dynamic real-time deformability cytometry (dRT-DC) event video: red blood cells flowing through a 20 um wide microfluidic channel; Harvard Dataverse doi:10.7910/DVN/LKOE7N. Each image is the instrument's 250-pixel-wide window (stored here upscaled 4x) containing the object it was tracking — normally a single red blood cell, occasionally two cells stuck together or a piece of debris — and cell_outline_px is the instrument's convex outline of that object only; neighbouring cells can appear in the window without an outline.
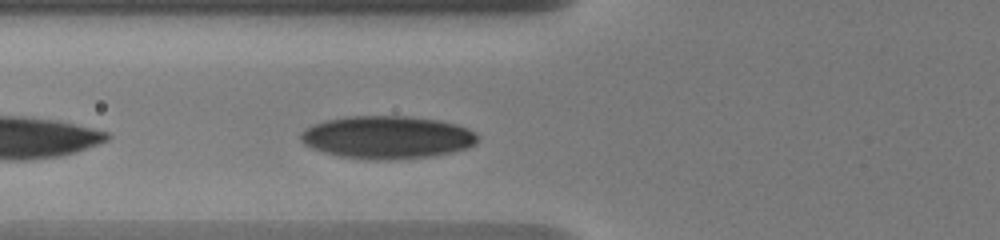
{"species": "human", "species_latin": "Homo sapiens", "temperature_condition": "warm", "stored_images_in_passage": 21, "camera_frame_rate_fps": 3000, "um_per_image_px": 0.085, "donor": {"sex": "male"}, "frame": {"image": 1, "passage_image": 6, "time_ms": 1.333, "image_size_px": [1000, 240], "cell_outline_px": [[480, 140], [476, 144], [468, 148], [452, 152], [432, 156], [388, 160], [376, 160], [340, 156], [324, 152], [312, 148], [304, 144], [300, 140], [300, 132], [312, 124], [324, 120], [344, 116], [408, 116], [440, 120], [456, 124], [468, 128], [480, 136]], "centroid_in_image_um": [32.93, 11.66], "position_along_channel_um": 92.9, "area_um2": 44.56}}
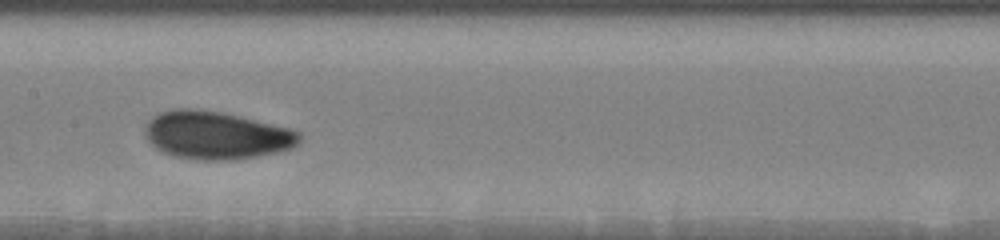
{"frame": {"image": 2, "passage_image": 15, "time_ms": 4.0, "image_size_px": [1000, 240], "cell_outline_px": [[300, 140], [296, 144], [288, 148], [276, 152], [228, 160], [200, 160], [176, 156], [164, 152], [156, 148], [148, 140], [144, 132], [144, 128], [148, 120], [152, 116], [160, 112], [172, 108], [192, 108], [220, 112], [240, 116], [288, 128], [300, 132]], "centroid_in_image_um": [18.31, 11.47], "position_along_channel_um": 189.1, "area_um2": 42.66}}
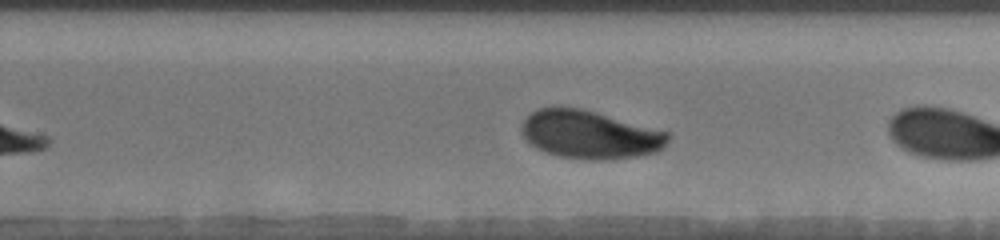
{"frame": {"image": 3, "passage_image": 20, "time_ms": 5.667, "image_size_px": [1000, 240], "cell_outline_px": [[668, 140], [664, 148], [656, 152], [636, 156], [600, 160], [588, 160], [560, 156], [544, 152], [536, 148], [520, 132], [520, 128], [524, 120], [536, 108], [580, 108], [596, 112], [668, 132]], "centroid_in_image_um": [50.12, 11.45], "position_along_channel_um": 279.7, "area_um2": 40.69}}